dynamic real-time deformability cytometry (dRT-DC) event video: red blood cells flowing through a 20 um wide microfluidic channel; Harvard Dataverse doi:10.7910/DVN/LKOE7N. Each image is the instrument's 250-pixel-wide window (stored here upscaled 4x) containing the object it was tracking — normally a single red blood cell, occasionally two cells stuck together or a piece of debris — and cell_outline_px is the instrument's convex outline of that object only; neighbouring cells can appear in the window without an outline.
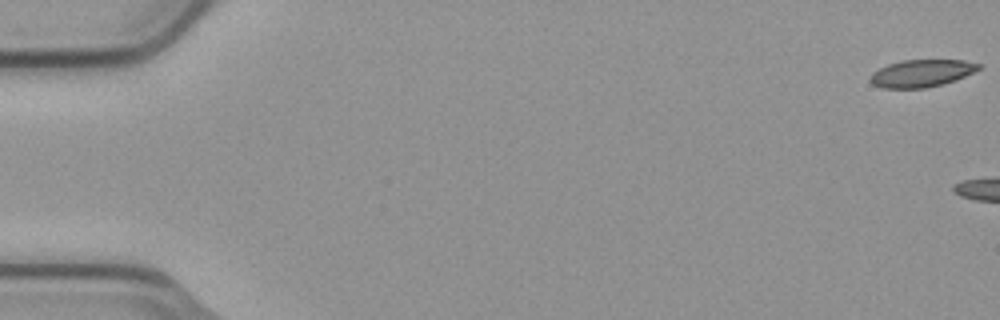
{"species": "common noctule bat (a hibernating species)", "species_latin": "Nyctalus noctula", "temperature_condition": "cold", "stored_images_in_passage": 7, "camera_frame_rate_fps": 3000, "um_per_image_px": 0.085, "animal": {"sex": "male", "body_mass_g": 23.1, "forearm_length_mm": 52.7}, "frame": {"image": 1, "passage_image": 1, "time_ms": 0.0, "image_size_px": [1000, 320], "cell_outline_px": [[980, 68], [956, 80], [944, 84], [924, 88], [884, 88], [872, 84], [868, 80], [872, 72], [888, 64], [904, 60], [964, 60], [980, 64]], "centroid_in_image_um": [78.3, 6.23], "position_along_channel_um": 6.7, "area_um2": 17.22}}